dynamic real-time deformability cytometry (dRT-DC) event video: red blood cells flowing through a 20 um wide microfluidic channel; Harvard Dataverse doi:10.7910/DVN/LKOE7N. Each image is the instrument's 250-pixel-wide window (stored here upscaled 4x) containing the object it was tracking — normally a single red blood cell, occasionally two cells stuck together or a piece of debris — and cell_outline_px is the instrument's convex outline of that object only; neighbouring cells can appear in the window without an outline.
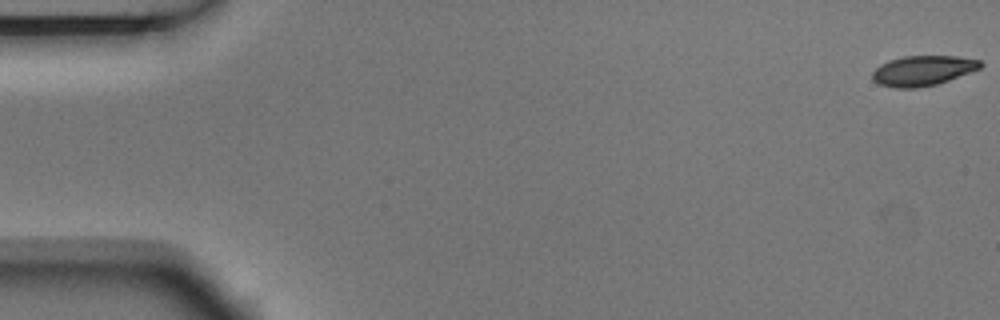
{"species": "Egyptian fruit bat (a non-hibernating species)", "species_latin": "Rousettus aegyptiacus", "temperature_condition": "room temperature", "stored_images_in_passage": 6, "segment_of_instrument_passage": [1, 2], "camera_frame_rate_fps": 3000, "um_per_image_px": 0.085, "animal": {"sex": "male"}, "frame": {"image": 1, "passage_image": 1, "time_ms": 0.0, "image_size_px": [1000, 320], "cell_outline_px": [[984, 64], [980, 68], [948, 80], [936, 84], [916, 88], [892, 88], [876, 84], [872, 80], [872, 72], [880, 64], [888, 60], [904, 56], [956, 56], [980, 60]], "centroid_in_image_um": [78.38, 6.01], "position_along_channel_um": 6.6, "area_um2": 19.02}}
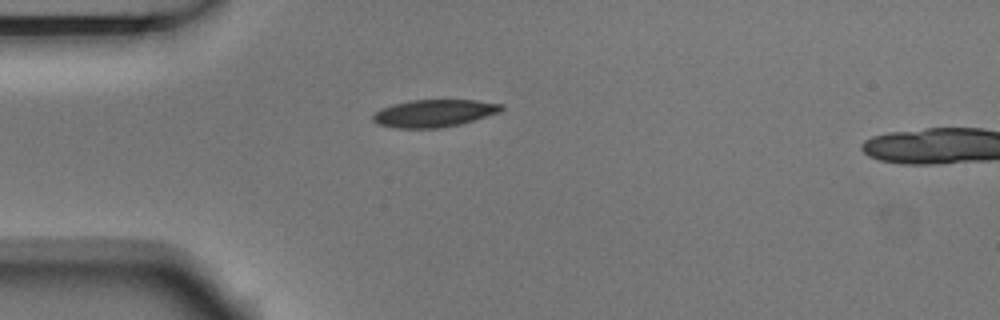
{"frame": {"image": 2, "passage_image": 5, "time_ms": 1.333, "image_size_px": [1000, 320], "cell_outline_px": [[504, 108], [500, 112], [460, 124], [440, 128], [396, 128], [380, 124], [372, 120], [372, 116], [376, 112], [392, 104], [412, 100], [476, 100], [504, 104]], "centroid_in_image_um": [36.93, 9.62], "position_along_channel_um": 48.1, "area_um2": 20.4}}